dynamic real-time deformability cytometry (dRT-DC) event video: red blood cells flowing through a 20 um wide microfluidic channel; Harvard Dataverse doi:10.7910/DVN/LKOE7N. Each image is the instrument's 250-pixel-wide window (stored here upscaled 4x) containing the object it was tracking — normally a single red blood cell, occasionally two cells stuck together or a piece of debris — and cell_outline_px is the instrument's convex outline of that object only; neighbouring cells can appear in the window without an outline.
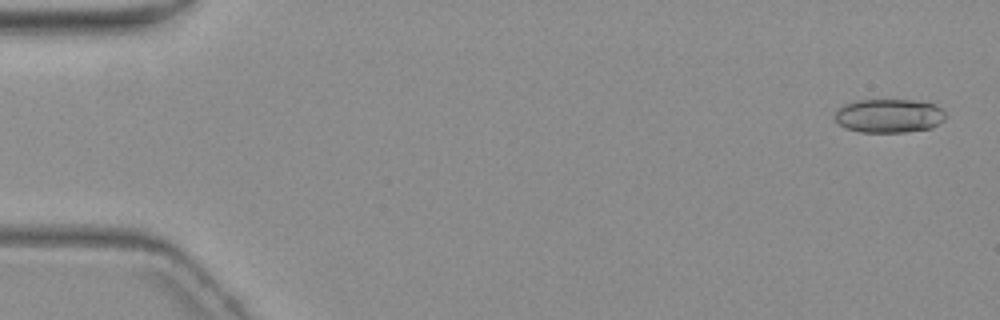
{"species": "common noctule bat (a hibernating species)", "species_latin": "Nyctalus noctula", "temperature_condition": "warm", "stored_images_in_passage": 7, "camera_frame_rate_fps": 3000, "um_per_image_px": 0.085, "animal": {"sex": "female", "body_mass_g": 19.3, "forearm_length_mm": 54.1}, "frame": {"image": 1, "passage_image": 1, "time_ms": 0.0, "image_size_px": [1000, 320], "cell_outline_px": [[944, 120], [932, 128], [904, 132], [860, 132], [844, 128], [832, 116], [844, 104], [856, 100], [912, 100], [932, 104], [940, 108], [944, 112]], "centroid_in_image_um": [75.53, 9.85], "position_along_channel_um": 9.5, "area_um2": 21.73}}
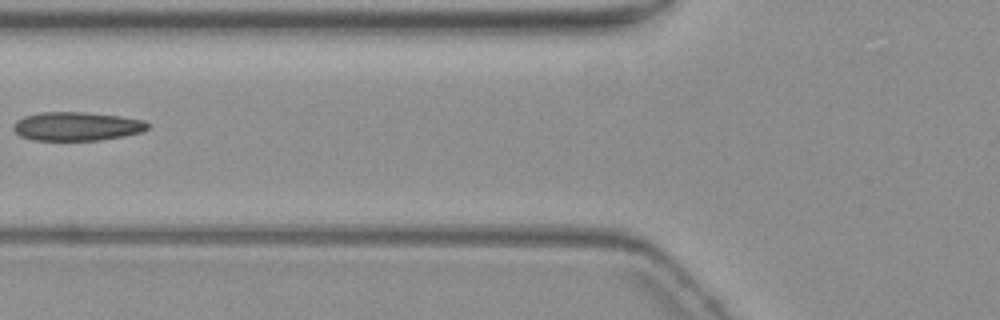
{"frame": {"image": 2, "passage_image": 6, "time_ms": 7.0, "image_size_px": [1000, 320], "cell_outline_px": [[148, 128], [140, 132], [124, 136], [100, 140], [32, 140], [20, 136], [12, 128], [12, 124], [16, 120], [24, 116], [40, 112], [84, 112], [120, 116], [144, 120], [148, 124]], "centroid_in_image_um": [6.48, 10.73], "position_along_channel_um": 119.3, "area_um2": 22.54}}
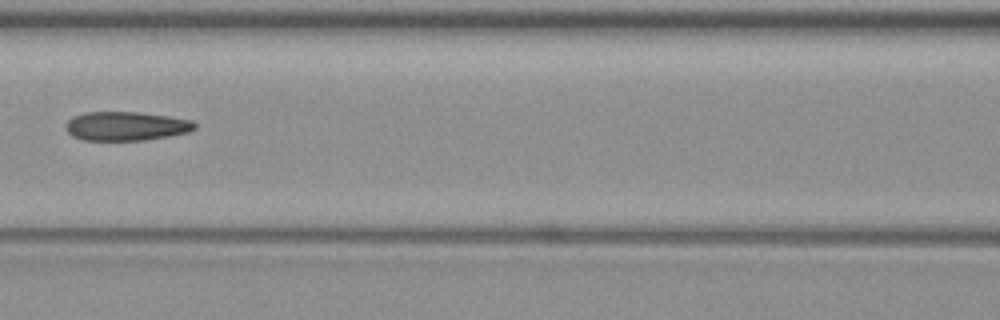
{"frame": {"image": 3, "passage_image": 7, "time_ms": 8.0, "image_size_px": [1000, 320], "cell_outline_px": [[196, 128], [188, 132], [168, 136], [144, 140], [84, 140], [72, 136], [68, 132], [64, 124], [72, 116], [84, 112], [136, 112], [168, 116], [192, 120], [196, 124]], "centroid_in_image_um": [10.69, 10.71], "position_along_channel_um": 155.9, "area_um2": 21.79}}